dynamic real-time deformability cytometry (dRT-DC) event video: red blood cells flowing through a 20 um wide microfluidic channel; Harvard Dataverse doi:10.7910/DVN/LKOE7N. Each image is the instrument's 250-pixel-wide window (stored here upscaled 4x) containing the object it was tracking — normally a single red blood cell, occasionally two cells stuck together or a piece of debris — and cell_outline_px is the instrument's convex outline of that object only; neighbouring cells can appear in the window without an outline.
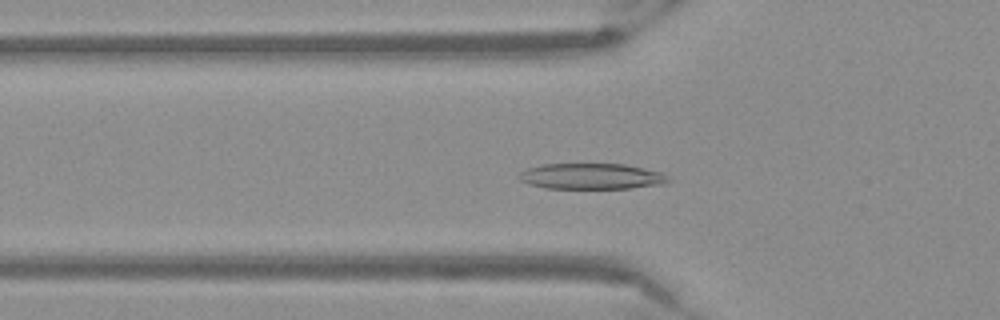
{"species": "Egyptian fruit bat (a non-hibernating species)", "species_latin": "Rousettus aegyptiacus", "temperature_condition": "warm", "stored_images_in_passage": 53, "camera_frame_rate_fps": 3000, "um_per_image_px": 0.085, "frame": {"image": 1, "passage_image": 18, "time_ms": 5.667, "image_size_px": [1000, 320], "cell_outline_px": [[668, 180], [664, 184], [628, 188], [544, 188], [528, 184], [520, 180], [516, 176], [520, 172], [528, 168], [540, 164], [624, 164], [644, 168], [660, 172], [668, 176]], "centroid_in_image_um": [50.22, 14.98], "position_along_channel_um": 75.6, "area_um2": 22.43}}
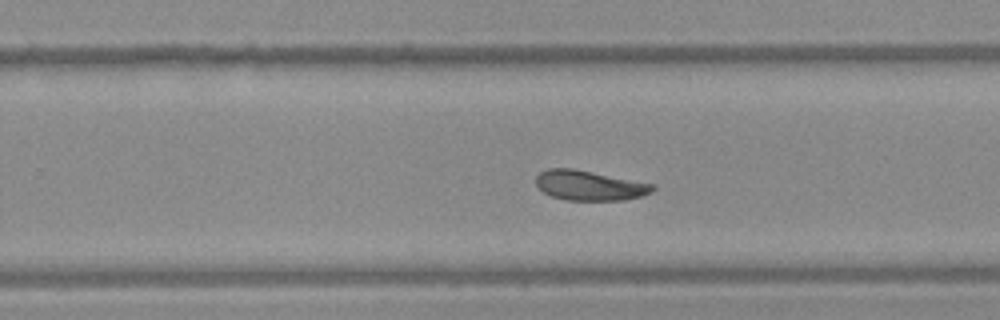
{"frame": {"image": 2, "passage_image": 34, "time_ms": 11.0, "image_size_px": [1000, 320], "cell_outline_px": [[656, 188], [652, 192], [640, 196], [624, 200], [564, 200], [552, 196], [536, 188], [536, 176], [540, 172], [548, 168], [572, 168], [656, 184]], "centroid_in_image_um": [50.1, 15.76], "position_along_channel_um": 279.7, "area_um2": 20.46}}
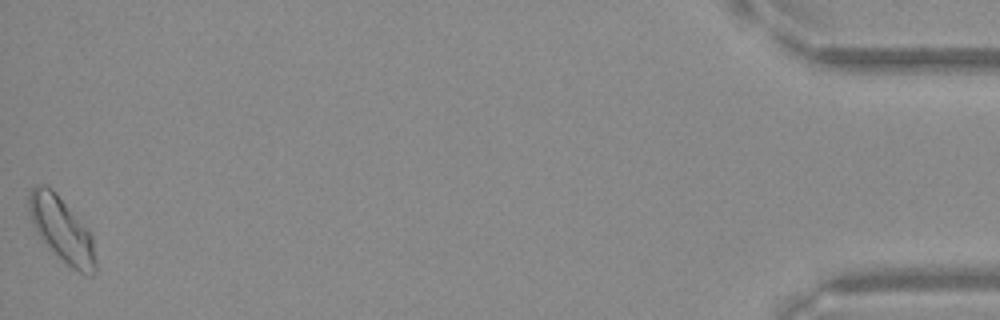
{"frame": {"image": 3, "passage_image": 53, "time_ms": 17.333, "image_size_px": [1000, 320], "cell_outline_px": [[96, 272], [92, 276], [84, 276], [72, 268], [36, 232], [32, 224], [28, 212], [28, 192], [36, 184], [44, 184], [52, 188], [92, 232], [96, 260]], "centroid_in_image_um": [5.28, 19.48], "position_along_channel_um": 429.9, "area_um2": 25.32}}